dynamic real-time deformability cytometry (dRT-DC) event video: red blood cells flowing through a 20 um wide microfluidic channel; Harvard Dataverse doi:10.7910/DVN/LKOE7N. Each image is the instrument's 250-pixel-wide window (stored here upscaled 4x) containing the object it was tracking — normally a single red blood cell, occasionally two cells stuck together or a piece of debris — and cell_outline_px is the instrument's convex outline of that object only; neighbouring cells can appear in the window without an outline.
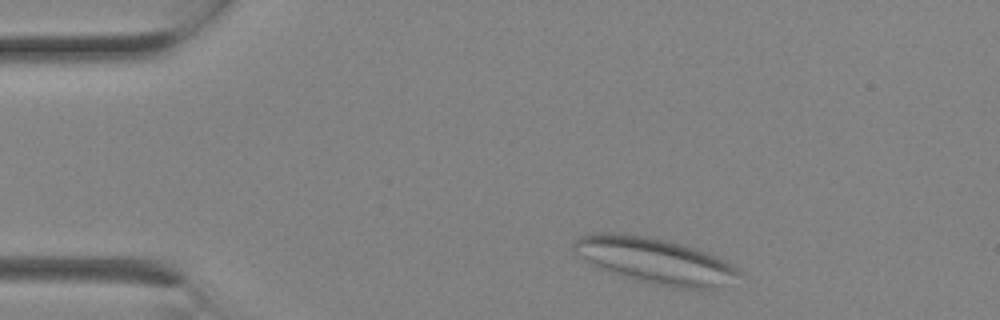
{"species": "Egyptian fruit bat (a non-hibernating species)", "species_latin": "Rousettus aegyptiacus", "temperature_condition": "room temperature", "stored_images_in_passage": 2, "camera_frame_rate_fps": 3000, "um_per_image_px": 0.085, "animal": {"sex": "female"}, "frame": {"image": 1, "passage_image": 1, "time_ms": 0.0, "image_size_px": [1000, 320], "cell_outline_px": [[744, 276], [712, 288], [672, 288], [652, 284], [596, 268], [576, 252], [572, 248], [572, 244], [580, 236], [596, 232], [616, 232], [648, 236], [668, 240], [704, 252], [724, 260], [740, 268], [744, 272]], "centroid_in_image_um": [55.67, 22.15], "position_along_channel_um": 29.3, "area_um2": 43.99}}